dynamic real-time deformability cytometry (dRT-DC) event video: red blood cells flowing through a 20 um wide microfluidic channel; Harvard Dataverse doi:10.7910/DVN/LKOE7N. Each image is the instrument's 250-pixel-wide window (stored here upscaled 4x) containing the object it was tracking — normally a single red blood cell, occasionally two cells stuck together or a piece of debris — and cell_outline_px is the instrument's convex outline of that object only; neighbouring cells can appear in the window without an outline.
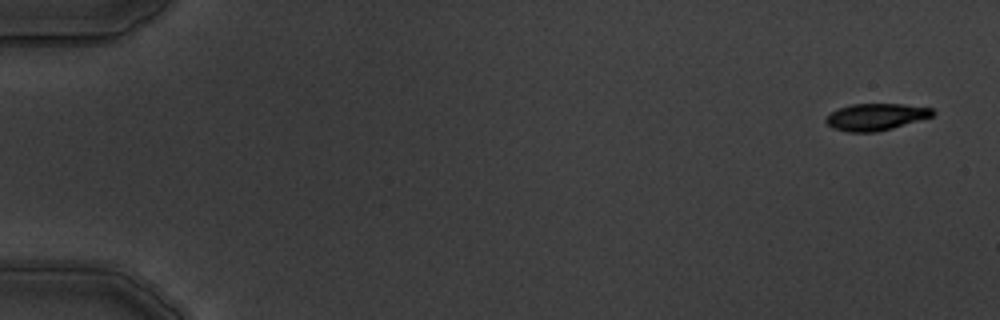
{"species": "common noctule bat (a hibernating species)", "species_latin": "Nyctalus noctula", "temperature_condition": "warm", "stored_images_in_passage": 6, "camera_frame_rate_fps": 3000, "um_per_image_px": 0.085, "animal": {"sex": "male", "body_mass_g": 19.5, "forearm_length_mm": 54.6}, "frame": {"image": 1, "passage_image": 1, "time_ms": 0.0, "image_size_px": [1000, 320], "cell_outline_px": [[936, 112], [932, 116], [892, 128], [876, 132], [848, 132], [832, 128], [824, 120], [832, 112], [840, 108], [852, 104], [904, 104], [932, 108]], "centroid_in_image_um": [74.45, 9.93], "position_along_channel_um": 10.6, "area_um2": 16.53}}
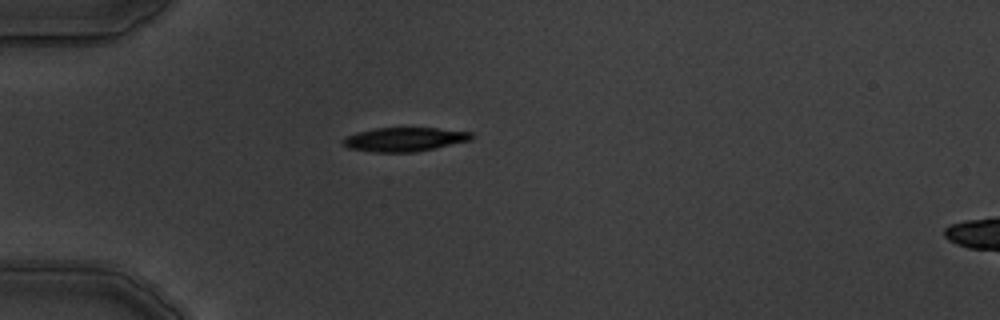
{"frame": {"image": 2, "passage_image": 5, "time_ms": 4.667, "image_size_px": [1000, 320], "cell_outline_px": [[472, 140], [416, 152], [372, 152], [348, 148], [340, 144], [340, 140], [344, 136], [356, 132], [376, 128], [436, 128], [472, 132]], "centroid_in_image_um": [34.31, 11.85], "position_along_channel_um": 50.7, "area_um2": 18.15}}